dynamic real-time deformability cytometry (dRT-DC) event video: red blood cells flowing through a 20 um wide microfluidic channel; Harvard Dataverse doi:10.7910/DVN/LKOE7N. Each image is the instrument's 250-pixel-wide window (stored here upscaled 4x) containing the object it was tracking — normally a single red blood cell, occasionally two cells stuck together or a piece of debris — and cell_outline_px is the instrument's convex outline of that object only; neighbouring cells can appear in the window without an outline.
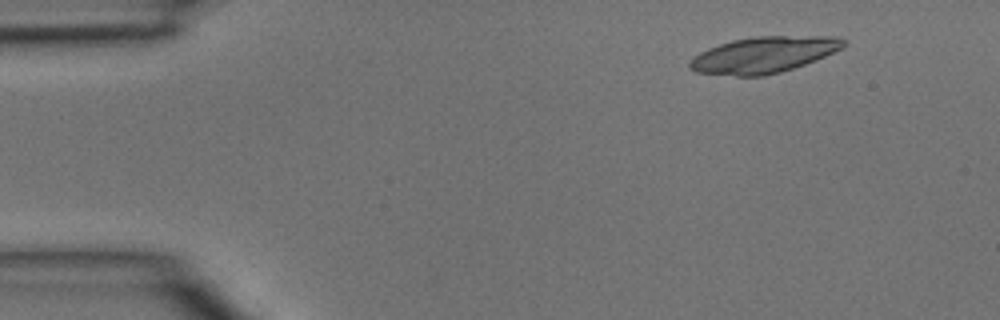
{"species": "common noctule bat (a hibernating species)", "species_latin": "Nyctalus noctula", "temperature_condition": "room temperature", "stored_images_in_passage": 3, "camera_frame_rate_fps": 3000, "um_per_image_px": 0.085, "animal": {"sex": "male", "body_mass_g": 15.6}, "frame": {"image": 1, "passage_image": 2, "time_ms": 0.333, "image_size_px": [1000, 320], "cell_outline_px": [[848, 40], [840, 48], [816, 60], [780, 72], [764, 76], [736, 76], [696, 72], [688, 68], [688, 64], [700, 52], [708, 48], [732, 40], [756, 36], [840, 36]], "centroid_in_image_um": [64.92, 4.65], "position_along_channel_um": 20.1, "area_um2": 32.25}}